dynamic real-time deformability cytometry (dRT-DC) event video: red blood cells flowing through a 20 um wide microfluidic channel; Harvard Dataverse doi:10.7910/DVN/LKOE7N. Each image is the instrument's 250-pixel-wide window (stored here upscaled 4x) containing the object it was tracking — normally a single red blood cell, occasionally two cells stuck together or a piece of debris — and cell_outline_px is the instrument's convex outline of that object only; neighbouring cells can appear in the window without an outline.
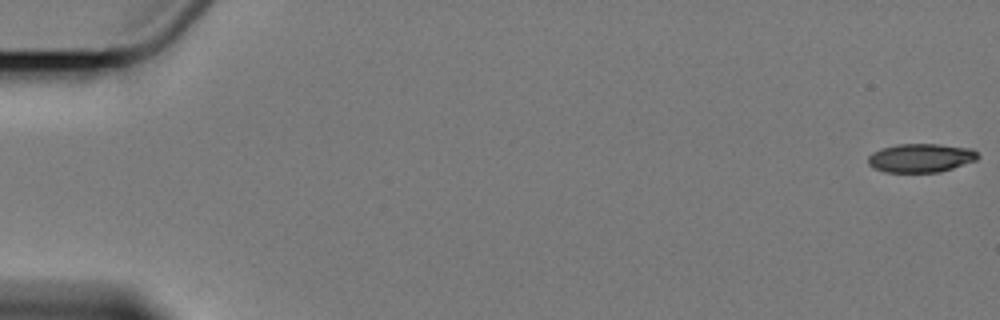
{"species": "Egyptian fruit bat (a non-hibernating species)", "species_latin": "Rousettus aegyptiacus", "temperature_condition": "cold", "stored_images_in_passage": 5, "camera_frame_rate_fps": 3000, "um_per_image_px": 0.085, "animal": {"sex": "female"}, "frame": {"image": 1, "passage_image": 1, "time_ms": 0.0, "image_size_px": [1000, 320], "cell_outline_px": [[980, 156], [976, 160], [940, 172], [884, 172], [872, 168], [868, 164], [868, 156], [872, 152], [880, 148], [900, 144], [936, 144], [972, 148]], "centroid_in_image_um": [78.23, 13.42], "position_along_channel_um": 6.8, "area_um2": 18.44}}